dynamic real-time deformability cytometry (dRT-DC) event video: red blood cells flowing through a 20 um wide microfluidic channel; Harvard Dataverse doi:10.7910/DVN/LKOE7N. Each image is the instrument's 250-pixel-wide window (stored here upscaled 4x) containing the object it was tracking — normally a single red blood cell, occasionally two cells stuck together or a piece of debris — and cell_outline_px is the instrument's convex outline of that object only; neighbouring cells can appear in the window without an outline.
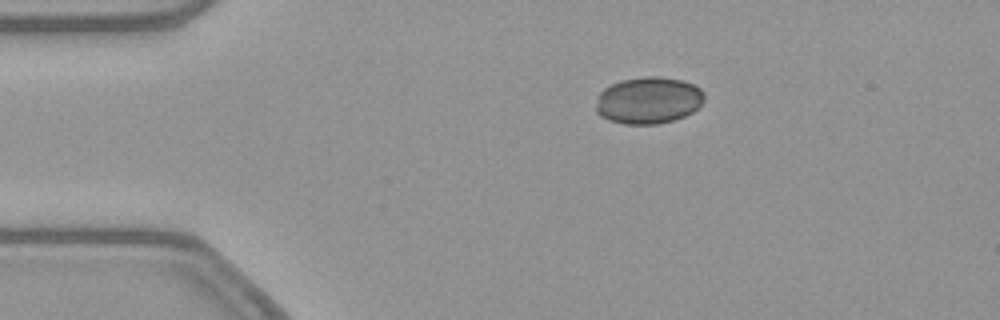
{"species": "common noctule bat (a hibernating species)", "species_latin": "Nyctalus noctula", "temperature_condition": "warm", "stored_images_in_passage": 25, "camera_frame_rate_fps": 3000, "um_per_image_px": 0.085, "animal": {"sex": "female", "body_mass_g": 21.9}, "frame": {"image": 1, "passage_image": 1, "time_ms": 0.0, "image_size_px": [1000, 320], "cell_outline_px": [[704, 100], [692, 112], [684, 116], [672, 120], [656, 124], [624, 124], [608, 120], [600, 116], [596, 112], [596, 96], [604, 88], [620, 80], [644, 76], [660, 76], [680, 80], [692, 84], [700, 88], [704, 92]], "centroid_in_image_um": [55.08, 8.52], "position_along_channel_um": 29.9, "area_um2": 29.71}}
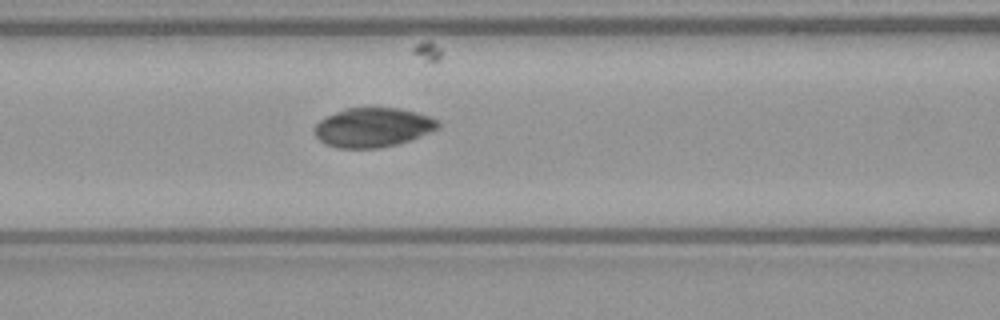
{"frame": {"image": 2, "passage_image": 13, "time_ms": 4.0, "image_size_px": [1000, 320], "cell_outline_px": [[440, 128], [408, 140], [396, 144], [380, 148], [336, 148], [320, 140], [316, 136], [316, 124], [320, 120], [344, 108], [400, 108], [416, 112], [440, 120]], "centroid_in_image_um": [31.72, 10.82], "position_along_channel_um": 134.9, "area_um2": 28.03}}
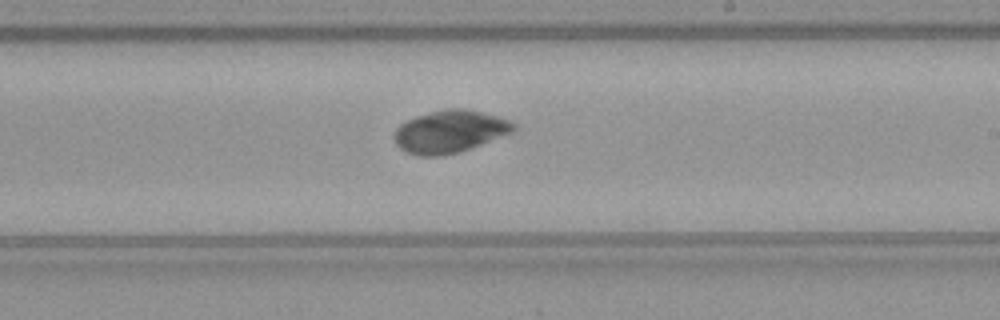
{"frame": {"image": 3, "passage_image": 22, "time_ms": 7.0, "image_size_px": [1000, 320], "cell_outline_px": [[516, 128], [512, 132], [472, 148], [460, 152], [444, 156], [416, 156], [400, 148], [396, 144], [392, 136], [396, 128], [400, 124], [416, 116], [444, 108], [464, 108], [496, 116], [508, 120], [516, 124]], "centroid_in_image_um": [38.2, 11.19], "position_along_channel_um": 250.8, "area_um2": 29.65}}